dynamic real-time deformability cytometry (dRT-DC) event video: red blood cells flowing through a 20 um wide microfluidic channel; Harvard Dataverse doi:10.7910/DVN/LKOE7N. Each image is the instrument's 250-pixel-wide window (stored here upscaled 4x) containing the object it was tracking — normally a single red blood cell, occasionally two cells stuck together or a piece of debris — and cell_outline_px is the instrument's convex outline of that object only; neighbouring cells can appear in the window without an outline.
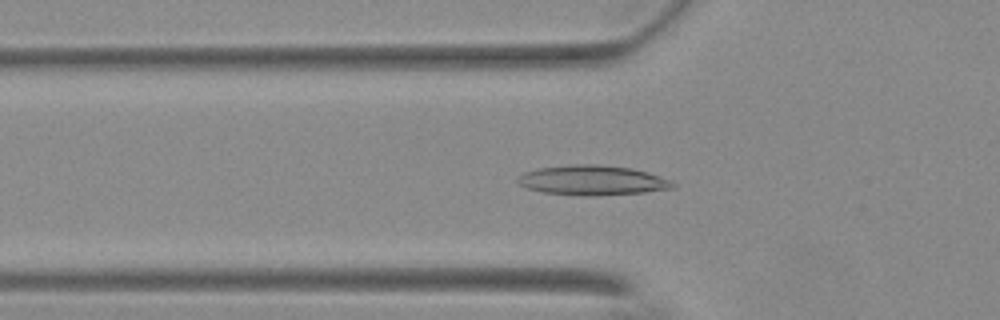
{"species": "Egyptian fruit bat (a non-hibernating species)", "species_latin": "Rousettus aegyptiacus", "temperature_condition": "warm", "stored_images_in_passage": 54, "camera_frame_rate_fps": 3000, "um_per_image_px": 0.085, "animal": {"sex": "female"}, "frame": {"image": 1, "passage_image": 18, "time_ms": 5.667, "image_size_px": [1000, 320], "cell_outline_px": [[676, 188], [644, 192], [592, 196], [584, 196], [544, 192], [524, 188], [516, 180], [524, 172], [540, 168], [572, 164], [596, 164], [632, 168], [648, 172], [672, 180], [676, 184]], "centroid_in_image_um": [50.39, 15.32], "position_along_channel_um": 75.4, "area_um2": 27.05}}
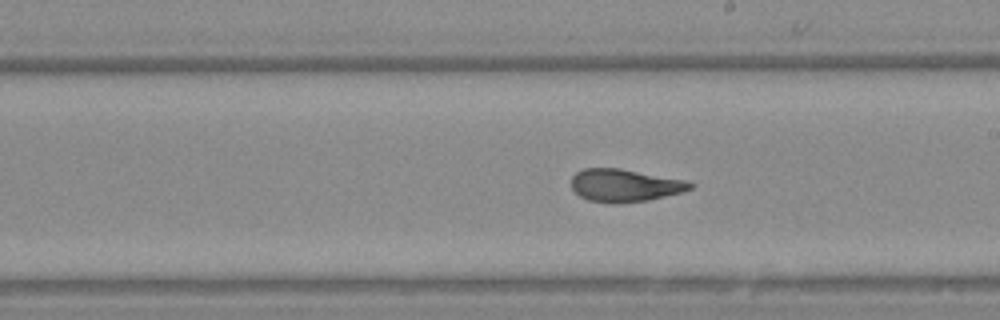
{"frame": {"image": 2, "passage_image": 31, "time_ms": 10.0, "image_size_px": [1000, 320], "cell_outline_px": [[696, 184], [692, 188], [680, 192], [648, 200], [612, 204], [588, 200], [580, 196], [572, 188], [572, 176], [576, 172], [584, 168], [620, 168], [684, 180]], "centroid_in_image_um": [53.07, 15.76], "position_along_channel_um": 235.9, "area_um2": 22.48}}
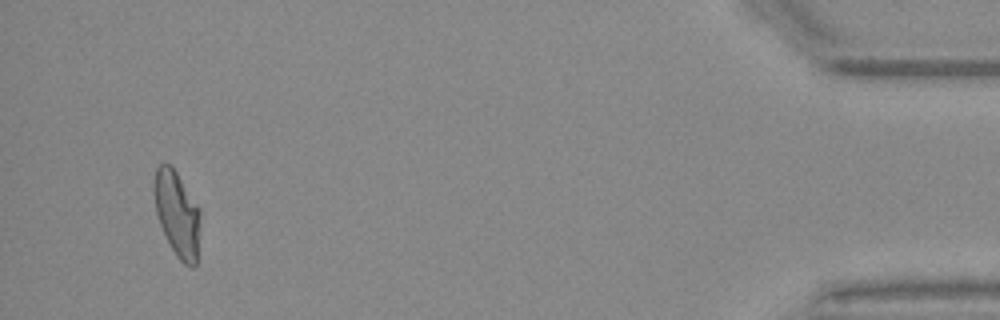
{"frame": {"image": 3, "passage_image": 52, "time_ms": 17.0, "image_size_px": [1000, 320], "cell_outline_px": [[200, 216], [196, 264], [192, 268], [184, 264], [176, 256], [160, 224], [156, 212], [152, 188], [152, 184], [156, 168], [160, 164], [168, 164], [176, 172], [200, 208]], "centroid_in_image_um": [15.04, 18.16], "position_along_channel_um": 420.2, "area_um2": 22.83}, "authors_computed_cell_mechanics": {"area_um2": 22.9466, "velocity_mm_per_s": 3.6893, "shape_relaxation_time_tau1_ms": 9.9304, "shape_relaxation_time_tau2_ms": 1.6395, "deformation_change_tau1": 0.2818, "deformation_change_tau2": 0.0892}}